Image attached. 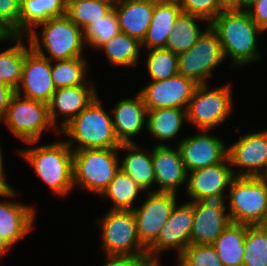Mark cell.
<instances>
[{
  "label": "cell",
  "instance_id": "5bb4252c",
  "mask_svg": "<svg viewBox=\"0 0 267 266\" xmlns=\"http://www.w3.org/2000/svg\"><path fill=\"white\" fill-rule=\"evenodd\" d=\"M197 85L192 79L176 74L165 80L151 81L138 93L147 111L160 108L186 110Z\"/></svg>",
  "mask_w": 267,
  "mask_h": 266
},
{
  "label": "cell",
  "instance_id": "30bf717a",
  "mask_svg": "<svg viewBox=\"0 0 267 266\" xmlns=\"http://www.w3.org/2000/svg\"><path fill=\"white\" fill-rule=\"evenodd\" d=\"M224 60L219 36L208 24L198 41L188 51L178 54V74L198 85L207 84L214 68Z\"/></svg>",
  "mask_w": 267,
  "mask_h": 266
},
{
  "label": "cell",
  "instance_id": "f5cc1de1",
  "mask_svg": "<svg viewBox=\"0 0 267 266\" xmlns=\"http://www.w3.org/2000/svg\"><path fill=\"white\" fill-rule=\"evenodd\" d=\"M252 0H242V9H245L246 5L249 4Z\"/></svg>",
  "mask_w": 267,
  "mask_h": 266
},
{
  "label": "cell",
  "instance_id": "b9f144b4",
  "mask_svg": "<svg viewBox=\"0 0 267 266\" xmlns=\"http://www.w3.org/2000/svg\"><path fill=\"white\" fill-rule=\"evenodd\" d=\"M103 266H147L150 262L148 257L107 255Z\"/></svg>",
  "mask_w": 267,
  "mask_h": 266
},
{
  "label": "cell",
  "instance_id": "d6a6232c",
  "mask_svg": "<svg viewBox=\"0 0 267 266\" xmlns=\"http://www.w3.org/2000/svg\"><path fill=\"white\" fill-rule=\"evenodd\" d=\"M141 190L144 188L120 169L101 196L113 201L112 210H133L132 204Z\"/></svg>",
  "mask_w": 267,
  "mask_h": 266
},
{
  "label": "cell",
  "instance_id": "f546056e",
  "mask_svg": "<svg viewBox=\"0 0 267 266\" xmlns=\"http://www.w3.org/2000/svg\"><path fill=\"white\" fill-rule=\"evenodd\" d=\"M12 41H15L16 44L0 52V82L16 90L21 80L25 55L32 47L29 42V47L27 48L22 43L21 36H14Z\"/></svg>",
  "mask_w": 267,
  "mask_h": 266
},
{
  "label": "cell",
  "instance_id": "ac0fdd59",
  "mask_svg": "<svg viewBox=\"0 0 267 266\" xmlns=\"http://www.w3.org/2000/svg\"><path fill=\"white\" fill-rule=\"evenodd\" d=\"M155 171V183L158 188L155 192L176 193L179 185L187 187L188 173L178 148L165 144L156 145L151 152Z\"/></svg>",
  "mask_w": 267,
  "mask_h": 266
},
{
  "label": "cell",
  "instance_id": "f6af8a7d",
  "mask_svg": "<svg viewBox=\"0 0 267 266\" xmlns=\"http://www.w3.org/2000/svg\"><path fill=\"white\" fill-rule=\"evenodd\" d=\"M223 11L242 10V0H217Z\"/></svg>",
  "mask_w": 267,
  "mask_h": 266
},
{
  "label": "cell",
  "instance_id": "7bdbcfd3",
  "mask_svg": "<svg viewBox=\"0 0 267 266\" xmlns=\"http://www.w3.org/2000/svg\"><path fill=\"white\" fill-rule=\"evenodd\" d=\"M15 90L9 85L0 82V123L4 119L9 102Z\"/></svg>",
  "mask_w": 267,
  "mask_h": 266
},
{
  "label": "cell",
  "instance_id": "7dc6e473",
  "mask_svg": "<svg viewBox=\"0 0 267 266\" xmlns=\"http://www.w3.org/2000/svg\"><path fill=\"white\" fill-rule=\"evenodd\" d=\"M11 245L0 235V257L10 249Z\"/></svg>",
  "mask_w": 267,
  "mask_h": 266
},
{
  "label": "cell",
  "instance_id": "ab89813d",
  "mask_svg": "<svg viewBox=\"0 0 267 266\" xmlns=\"http://www.w3.org/2000/svg\"><path fill=\"white\" fill-rule=\"evenodd\" d=\"M20 2L21 0H0V22L13 36H19Z\"/></svg>",
  "mask_w": 267,
  "mask_h": 266
},
{
  "label": "cell",
  "instance_id": "5b68a950",
  "mask_svg": "<svg viewBox=\"0 0 267 266\" xmlns=\"http://www.w3.org/2000/svg\"><path fill=\"white\" fill-rule=\"evenodd\" d=\"M119 148L73 150V182L95 194L102 195L120 170Z\"/></svg>",
  "mask_w": 267,
  "mask_h": 266
},
{
  "label": "cell",
  "instance_id": "9a60e30c",
  "mask_svg": "<svg viewBox=\"0 0 267 266\" xmlns=\"http://www.w3.org/2000/svg\"><path fill=\"white\" fill-rule=\"evenodd\" d=\"M228 158L231 167L246 168L237 177H267V130L239 136L228 147Z\"/></svg>",
  "mask_w": 267,
  "mask_h": 266
},
{
  "label": "cell",
  "instance_id": "c3c4849f",
  "mask_svg": "<svg viewBox=\"0 0 267 266\" xmlns=\"http://www.w3.org/2000/svg\"><path fill=\"white\" fill-rule=\"evenodd\" d=\"M154 3H172L180 5L182 0H152Z\"/></svg>",
  "mask_w": 267,
  "mask_h": 266
},
{
  "label": "cell",
  "instance_id": "ba28073f",
  "mask_svg": "<svg viewBox=\"0 0 267 266\" xmlns=\"http://www.w3.org/2000/svg\"><path fill=\"white\" fill-rule=\"evenodd\" d=\"M13 136L26 144H36L43 130L55 128L49 117V104L28 99L16 92L3 119Z\"/></svg>",
  "mask_w": 267,
  "mask_h": 266
},
{
  "label": "cell",
  "instance_id": "484cf974",
  "mask_svg": "<svg viewBox=\"0 0 267 266\" xmlns=\"http://www.w3.org/2000/svg\"><path fill=\"white\" fill-rule=\"evenodd\" d=\"M119 150L129 151L120 162V169L144 188L147 193V189L155 182V171L150 151H143L135 143H122Z\"/></svg>",
  "mask_w": 267,
  "mask_h": 266
},
{
  "label": "cell",
  "instance_id": "8d00e7d4",
  "mask_svg": "<svg viewBox=\"0 0 267 266\" xmlns=\"http://www.w3.org/2000/svg\"><path fill=\"white\" fill-rule=\"evenodd\" d=\"M119 32L118 18L113 7L106 15L98 21H94L84 31V41L87 45L99 49Z\"/></svg>",
  "mask_w": 267,
  "mask_h": 266
},
{
  "label": "cell",
  "instance_id": "d6986e66",
  "mask_svg": "<svg viewBox=\"0 0 267 266\" xmlns=\"http://www.w3.org/2000/svg\"><path fill=\"white\" fill-rule=\"evenodd\" d=\"M234 177L235 172L228 157L218 164L189 172L186 192L192 199L190 202L213 194L226 193L225 190Z\"/></svg>",
  "mask_w": 267,
  "mask_h": 266
},
{
  "label": "cell",
  "instance_id": "816d5d0a",
  "mask_svg": "<svg viewBox=\"0 0 267 266\" xmlns=\"http://www.w3.org/2000/svg\"><path fill=\"white\" fill-rule=\"evenodd\" d=\"M179 262H177V266H187L185 263H183L180 259L178 260ZM154 264L156 265V266H160V263H159V261H156V262H154Z\"/></svg>",
  "mask_w": 267,
  "mask_h": 266
},
{
  "label": "cell",
  "instance_id": "db71d44e",
  "mask_svg": "<svg viewBox=\"0 0 267 266\" xmlns=\"http://www.w3.org/2000/svg\"><path fill=\"white\" fill-rule=\"evenodd\" d=\"M147 266H156L154 263H149Z\"/></svg>",
  "mask_w": 267,
  "mask_h": 266
},
{
  "label": "cell",
  "instance_id": "60d3db41",
  "mask_svg": "<svg viewBox=\"0 0 267 266\" xmlns=\"http://www.w3.org/2000/svg\"><path fill=\"white\" fill-rule=\"evenodd\" d=\"M245 10L259 28L267 30V0H252Z\"/></svg>",
  "mask_w": 267,
  "mask_h": 266
},
{
  "label": "cell",
  "instance_id": "83f0119b",
  "mask_svg": "<svg viewBox=\"0 0 267 266\" xmlns=\"http://www.w3.org/2000/svg\"><path fill=\"white\" fill-rule=\"evenodd\" d=\"M187 119L186 110L180 108H160L147 111L146 128L157 140L167 141L176 137L183 121Z\"/></svg>",
  "mask_w": 267,
  "mask_h": 266
},
{
  "label": "cell",
  "instance_id": "52a82bcc",
  "mask_svg": "<svg viewBox=\"0 0 267 266\" xmlns=\"http://www.w3.org/2000/svg\"><path fill=\"white\" fill-rule=\"evenodd\" d=\"M103 250L107 255L147 257V248L141 243L132 210L110 209L100 218Z\"/></svg>",
  "mask_w": 267,
  "mask_h": 266
},
{
  "label": "cell",
  "instance_id": "4dcf8cb0",
  "mask_svg": "<svg viewBox=\"0 0 267 266\" xmlns=\"http://www.w3.org/2000/svg\"><path fill=\"white\" fill-rule=\"evenodd\" d=\"M198 20L205 21L199 17L181 12L176 18L165 48L175 54L188 51L203 34V31L196 24Z\"/></svg>",
  "mask_w": 267,
  "mask_h": 266
},
{
  "label": "cell",
  "instance_id": "f1b7e54d",
  "mask_svg": "<svg viewBox=\"0 0 267 266\" xmlns=\"http://www.w3.org/2000/svg\"><path fill=\"white\" fill-rule=\"evenodd\" d=\"M141 42L124 32H119L103 44L99 50H103L111 65L133 66L138 64Z\"/></svg>",
  "mask_w": 267,
  "mask_h": 266
},
{
  "label": "cell",
  "instance_id": "4316f807",
  "mask_svg": "<svg viewBox=\"0 0 267 266\" xmlns=\"http://www.w3.org/2000/svg\"><path fill=\"white\" fill-rule=\"evenodd\" d=\"M247 225L230 223L211 244L223 266H242Z\"/></svg>",
  "mask_w": 267,
  "mask_h": 266
},
{
  "label": "cell",
  "instance_id": "d4e9b609",
  "mask_svg": "<svg viewBox=\"0 0 267 266\" xmlns=\"http://www.w3.org/2000/svg\"><path fill=\"white\" fill-rule=\"evenodd\" d=\"M181 12L180 5L154 3L151 23L141 46H147L148 50L165 48L176 18Z\"/></svg>",
  "mask_w": 267,
  "mask_h": 266
},
{
  "label": "cell",
  "instance_id": "e0dca14e",
  "mask_svg": "<svg viewBox=\"0 0 267 266\" xmlns=\"http://www.w3.org/2000/svg\"><path fill=\"white\" fill-rule=\"evenodd\" d=\"M203 132L178 142L177 148L187 173L218 164L228 157V147L223 140L207 134L206 130Z\"/></svg>",
  "mask_w": 267,
  "mask_h": 266
},
{
  "label": "cell",
  "instance_id": "277c9868",
  "mask_svg": "<svg viewBox=\"0 0 267 266\" xmlns=\"http://www.w3.org/2000/svg\"><path fill=\"white\" fill-rule=\"evenodd\" d=\"M39 26L43 27L41 37L35 30L26 37L36 53L52 62L82 56L84 31L66 15L51 18L37 27ZM44 48L49 57L44 53Z\"/></svg>",
  "mask_w": 267,
  "mask_h": 266
},
{
  "label": "cell",
  "instance_id": "3957f363",
  "mask_svg": "<svg viewBox=\"0 0 267 266\" xmlns=\"http://www.w3.org/2000/svg\"><path fill=\"white\" fill-rule=\"evenodd\" d=\"M22 155L55 194L66 195L74 188L73 150L66 141L31 147Z\"/></svg>",
  "mask_w": 267,
  "mask_h": 266
},
{
  "label": "cell",
  "instance_id": "7a4b0ae2",
  "mask_svg": "<svg viewBox=\"0 0 267 266\" xmlns=\"http://www.w3.org/2000/svg\"><path fill=\"white\" fill-rule=\"evenodd\" d=\"M112 120L97 96L60 132L70 137L71 141L66 142L72 150L119 148L122 143L116 136ZM74 141L78 143L76 148H72Z\"/></svg>",
  "mask_w": 267,
  "mask_h": 266
},
{
  "label": "cell",
  "instance_id": "681fc988",
  "mask_svg": "<svg viewBox=\"0 0 267 266\" xmlns=\"http://www.w3.org/2000/svg\"><path fill=\"white\" fill-rule=\"evenodd\" d=\"M259 226L267 230V207H266L264 217Z\"/></svg>",
  "mask_w": 267,
  "mask_h": 266
},
{
  "label": "cell",
  "instance_id": "4fadbf2b",
  "mask_svg": "<svg viewBox=\"0 0 267 266\" xmlns=\"http://www.w3.org/2000/svg\"><path fill=\"white\" fill-rule=\"evenodd\" d=\"M193 218L194 202H186L179 207L176 204L158 238L147 248L148 261H158L156 255L169 249H177L179 256L189 245Z\"/></svg>",
  "mask_w": 267,
  "mask_h": 266
},
{
  "label": "cell",
  "instance_id": "ee69618b",
  "mask_svg": "<svg viewBox=\"0 0 267 266\" xmlns=\"http://www.w3.org/2000/svg\"><path fill=\"white\" fill-rule=\"evenodd\" d=\"M4 173H0V197H13L16 195L13 187L6 182Z\"/></svg>",
  "mask_w": 267,
  "mask_h": 266
},
{
  "label": "cell",
  "instance_id": "2e32d148",
  "mask_svg": "<svg viewBox=\"0 0 267 266\" xmlns=\"http://www.w3.org/2000/svg\"><path fill=\"white\" fill-rule=\"evenodd\" d=\"M55 90L51 77V61L31 49L25 55L21 80L15 92L25 98L49 104Z\"/></svg>",
  "mask_w": 267,
  "mask_h": 266
},
{
  "label": "cell",
  "instance_id": "f35d334b",
  "mask_svg": "<svg viewBox=\"0 0 267 266\" xmlns=\"http://www.w3.org/2000/svg\"><path fill=\"white\" fill-rule=\"evenodd\" d=\"M180 8L183 13L199 17L208 24L223 11L217 0H182Z\"/></svg>",
  "mask_w": 267,
  "mask_h": 266
},
{
  "label": "cell",
  "instance_id": "44dd1931",
  "mask_svg": "<svg viewBox=\"0 0 267 266\" xmlns=\"http://www.w3.org/2000/svg\"><path fill=\"white\" fill-rule=\"evenodd\" d=\"M113 7L120 31L142 42L151 23L154 2L152 0H115Z\"/></svg>",
  "mask_w": 267,
  "mask_h": 266
},
{
  "label": "cell",
  "instance_id": "bcb514c9",
  "mask_svg": "<svg viewBox=\"0 0 267 266\" xmlns=\"http://www.w3.org/2000/svg\"><path fill=\"white\" fill-rule=\"evenodd\" d=\"M13 34L12 32L5 26L3 25L1 22H0V42L2 40H12L13 38Z\"/></svg>",
  "mask_w": 267,
  "mask_h": 266
},
{
  "label": "cell",
  "instance_id": "1f68e13d",
  "mask_svg": "<svg viewBox=\"0 0 267 266\" xmlns=\"http://www.w3.org/2000/svg\"><path fill=\"white\" fill-rule=\"evenodd\" d=\"M115 0H67L66 16L85 31L94 21L106 15Z\"/></svg>",
  "mask_w": 267,
  "mask_h": 266
},
{
  "label": "cell",
  "instance_id": "cb8c5ba5",
  "mask_svg": "<svg viewBox=\"0 0 267 266\" xmlns=\"http://www.w3.org/2000/svg\"><path fill=\"white\" fill-rule=\"evenodd\" d=\"M66 6L67 0H21L19 36L27 37L39 24L66 15Z\"/></svg>",
  "mask_w": 267,
  "mask_h": 266
},
{
  "label": "cell",
  "instance_id": "6da1fadb",
  "mask_svg": "<svg viewBox=\"0 0 267 266\" xmlns=\"http://www.w3.org/2000/svg\"><path fill=\"white\" fill-rule=\"evenodd\" d=\"M210 25L219 36L225 60L231 57L232 67L259 60L256 35L264 31L245 9L222 11Z\"/></svg>",
  "mask_w": 267,
  "mask_h": 266
},
{
  "label": "cell",
  "instance_id": "74e56055",
  "mask_svg": "<svg viewBox=\"0 0 267 266\" xmlns=\"http://www.w3.org/2000/svg\"><path fill=\"white\" fill-rule=\"evenodd\" d=\"M177 257L187 266H223L211 244H189Z\"/></svg>",
  "mask_w": 267,
  "mask_h": 266
},
{
  "label": "cell",
  "instance_id": "ffe728a7",
  "mask_svg": "<svg viewBox=\"0 0 267 266\" xmlns=\"http://www.w3.org/2000/svg\"><path fill=\"white\" fill-rule=\"evenodd\" d=\"M77 85L56 89L49 103V117L52 124L56 125L58 114L65 117L60 124V132L82 110H84L94 98L97 97L95 86L90 84ZM92 85V86H91Z\"/></svg>",
  "mask_w": 267,
  "mask_h": 266
},
{
  "label": "cell",
  "instance_id": "7402d4cb",
  "mask_svg": "<svg viewBox=\"0 0 267 266\" xmlns=\"http://www.w3.org/2000/svg\"><path fill=\"white\" fill-rule=\"evenodd\" d=\"M112 122L117 138L121 143H134L136 136L147 121V108L137 93L132 99H121L112 110Z\"/></svg>",
  "mask_w": 267,
  "mask_h": 266
},
{
  "label": "cell",
  "instance_id": "e575fe53",
  "mask_svg": "<svg viewBox=\"0 0 267 266\" xmlns=\"http://www.w3.org/2000/svg\"><path fill=\"white\" fill-rule=\"evenodd\" d=\"M242 266H267V230L247 225Z\"/></svg>",
  "mask_w": 267,
  "mask_h": 266
},
{
  "label": "cell",
  "instance_id": "836d02e7",
  "mask_svg": "<svg viewBox=\"0 0 267 266\" xmlns=\"http://www.w3.org/2000/svg\"><path fill=\"white\" fill-rule=\"evenodd\" d=\"M55 62L51 61V77L56 89L88 84L84 80L88 63L82 56Z\"/></svg>",
  "mask_w": 267,
  "mask_h": 266
},
{
  "label": "cell",
  "instance_id": "603a6c76",
  "mask_svg": "<svg viewBox=\"0 0 267 266\" xmlns=\"http://www.w3.org/2000/svg\"><path fill=\"white\" fill-rule=\"evenodd\" d=\"M35 209L19 202H0V235L13 246L32 229Z\"/></svg>",
  "mask_w": 267,
  "mask_h": 266
},
{
  "label": "cell",
  "instance_id": "f907efd6",
  "mask_svg": "<svg viewBox=\"0 0 267 266\" xmlns=\"http://www.w3.org/2000/svg\"><path fill=\"white\" fill-rule=\"evenodd\" d=\"M0 173H4L3 169V156H2V147L0 145Z\"/></svg>",
  "mask_w": 267,
  "mask_h": 266
},
{
  "label": "cell",
  "instance_id": "7c38bea8",
  "mask_svg": "<svg viewBox=\"0 0 267 266\" xmlns=\"http://www.w3.org/2000/svg\"><path fill=\"white\" fill-rule=\"evenodd\" d=\"M147 200L132 212L141 243L148 248L157 238L177 204L176 193L149 191Z\"/></svg>",
  "mask_w": 267,
  "mask_h": 266
},
{
  "label": "cell",
  "instance_id": "9c48e42d",
  "mask_svg": "<svg viewBox=\"0 0 267 266\" xmlns=\"http://www.w3.org/2000/svg\"><path fill=\"white\" fill-rule=\"evenodd\" d=\"M230 84L208 90V84L197 85L186 109L187 122L203 131L224 123L232 112Z\"/></svg>",
  "mask_w": 267,
  "mask_h": 266
},
{
  "label": "cell",
  "instance_id": "8fae6325",
  "mask_svg": "<svg viewBox=\"0 0 267 266\" xmlns=\"http://www.w3.org/2000/svg\"><path fill=\"white\" fill-rule=\"evenodd\" d=\"M224 196L225 193L213 194L194 202L189 244H212L231 223L224 204Z\"/></svg>",
  "mask_w": 267,
  "mask_h": 266
},
{
  "label": "cell",
  "instance_id": "8992f818",
  "mask_svg": "<svg viewBox=\"0 0 267 266\" xmlns=\"http://www.w3.org/2000/svg\"><path fill=\"white\" fill-rule=\"evenodd\" d=\"M228 190L231 222L260 225L267 207V177L235 176Z\"/></svg>",
  "mask_w": 267,
  "mask_h": 266
},
{
  "label": "cell",
  "instance_id": "d590c367",
  "mask_svg": "<svg viewBox=\"0 0 267 266\" xmlns=\"http://www.w3.org/2000/svg\"><path fill=\"white\" fill-rule=\"evenodd\" d=\"M151 81L165 80L178 74V54L166 49H151L145 60Z\"/></svg>",
  "mask_w": 267,
  "mask_h": 266
}]
</instances>
